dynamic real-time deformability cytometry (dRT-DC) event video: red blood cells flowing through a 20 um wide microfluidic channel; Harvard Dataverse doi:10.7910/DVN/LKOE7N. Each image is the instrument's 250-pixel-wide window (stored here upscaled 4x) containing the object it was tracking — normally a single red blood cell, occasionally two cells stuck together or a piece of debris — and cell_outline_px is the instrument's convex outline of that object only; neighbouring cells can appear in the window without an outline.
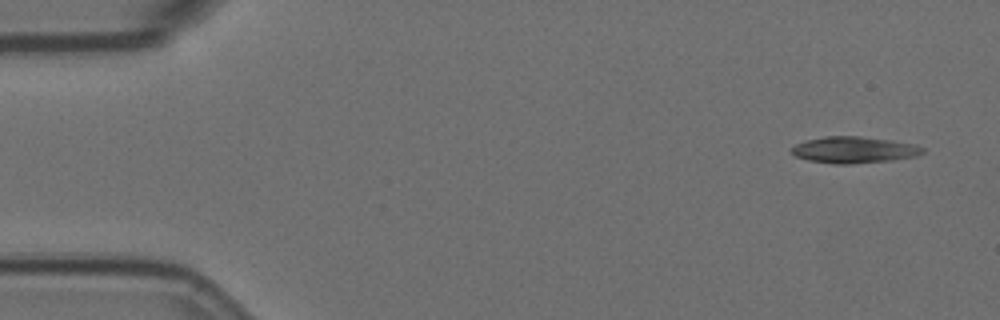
{"species": "Egyptian fruit bat (a non-hibernating species)", "species_latin": "Rousettus aegyptiacus", "temperature_condition": "room temperature", "stored_images_in_passage": 6, "camera_frame_rate_fps": 3000, "um_per_image_px": 0.085, "animal": {"sex": "female"}, "frame": {"image": 1, "passage_image": 1, "time_ms": 0.0, "image_size_px": [1000, 320], "cell_outline_px": [[924, 152], [916, 156], [892, 160], [848, 164], [836, 164], [808, 160], [796, 156], [792, 152], [792, 148], [796, 144], [804, 140], [824, 136], [860, 136], [892, 140], [916, 144], [924, 148]], "centroid_in_image_um": [72.61, 12.73], "position_along_channel_um": 12.4, "area_um2": 20.23}}
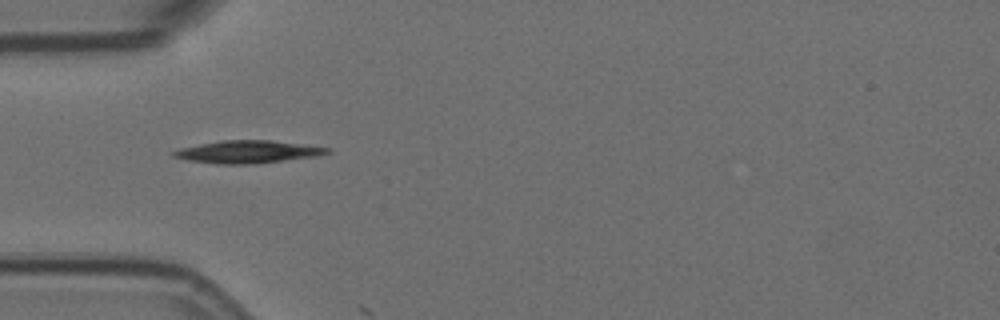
{"frame": {"image": 2, "passage_image": 5, "time_ms": 1.333, "image_size_px": [1000, 320], "cell_outline_px": [[332, 152], [320, 156], [252, 164], [216, 164], [188, 160], [172, 156], [168, 152], [180, 148], [220, 140], [272, 140], [332, 148]], "centroid_in_image_um": [21.08, 12.9], "position_along_channel_um": 63.9, "area_um2": 20.46}}